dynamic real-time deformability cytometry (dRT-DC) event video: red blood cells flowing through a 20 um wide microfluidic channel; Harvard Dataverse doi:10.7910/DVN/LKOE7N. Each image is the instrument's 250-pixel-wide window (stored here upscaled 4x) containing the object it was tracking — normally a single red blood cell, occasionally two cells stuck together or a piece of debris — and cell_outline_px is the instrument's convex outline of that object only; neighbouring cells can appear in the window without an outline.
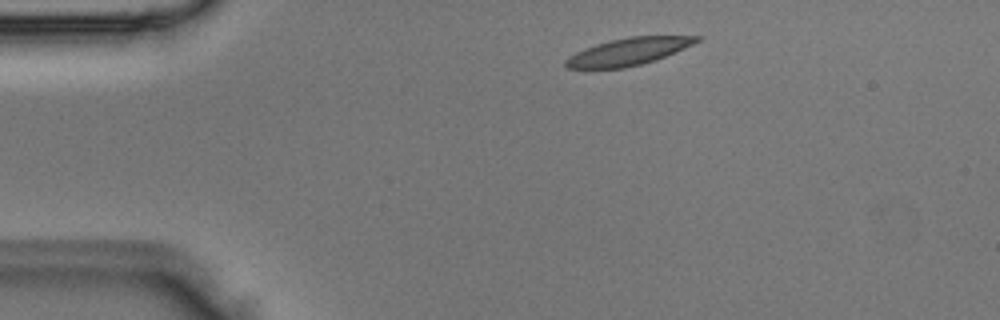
{"species": "Egyptian fruit bat (a non-hibernating species)", "species_latin": "Rousettus aegyptiacus", "temperature_condition": "room temperature", "stored_images_in_passage": 4, "camera_frame_rate_fps": 3000, "um_per_image_px": 0.085, "animal": {"sex": "male"}, "frame": {"image": 1, "passage_image": 1, "time_ms": 0.0, "image_size_px": [1000, 320], "cell_outline_px": [[700, 40], [684, 48], [656, 60], [624, 68], [568, 68], [564, 64], [564, 60], [568, 56], [584, 48], [608, 40], [628, 36], [700, 36]], "centroid_in_image_um": [53.37, 4.38], "position_along_channel_um": 31.6, "area_um2": 20.69}}
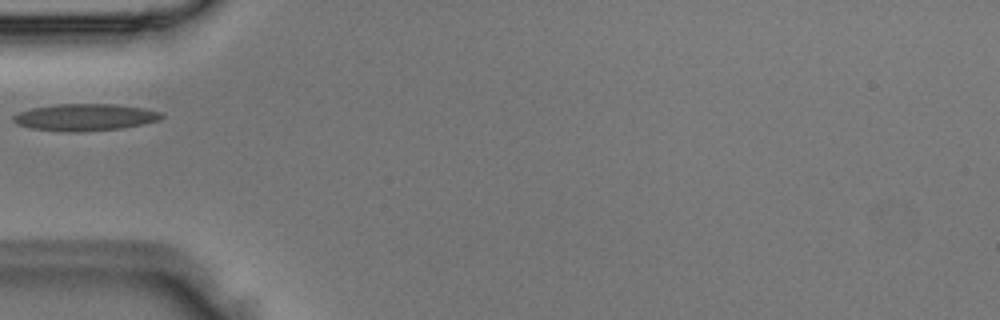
{"frame": {"image": 2, "passage_image": 3, "time_ms": 0.667, "image_size_px": [1000, 320], "cell_outline_px": [[164, 116], [160, 120], [144, 124], [120, 128], [84, 132], [64, 132], [32, 128], [16, 124], [12, 120], [12, 116], [20, 112], [32, 108], [56, 104], [116, 104], [144, 108], [160, 112]], "centroid_in_image_um": [7.23, 9.97], "position_along_channel_um": 77.8, "area_um2": 23.35}}
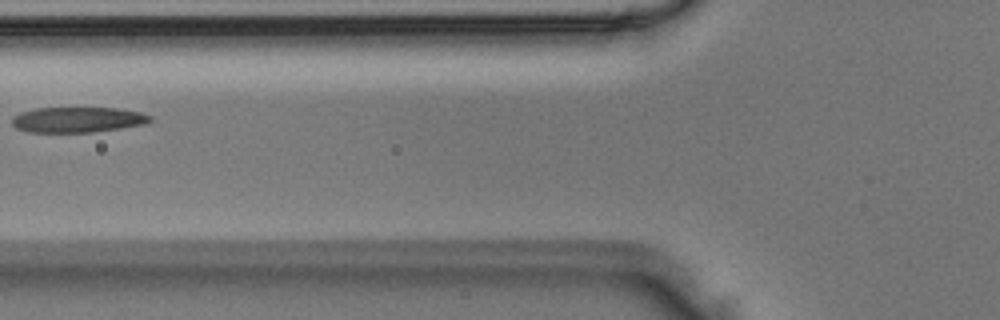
{"frame": {"image": 3, "passage_image": 4, "time_ms": 1.0, "image_size_px": [1000, 320], "cell_outline_px": [[152, 120], [148, 124], [92, 132], [28, 132], [16, 128], [12, 124], [12, 116], [20, 112], [36, 108], [120, 108], [140, 112], [152, 116]], "centroid_in_image_um": [6.62, 10.17], "position_along_channel_um": 119.2, "area_um2": 20.63}}